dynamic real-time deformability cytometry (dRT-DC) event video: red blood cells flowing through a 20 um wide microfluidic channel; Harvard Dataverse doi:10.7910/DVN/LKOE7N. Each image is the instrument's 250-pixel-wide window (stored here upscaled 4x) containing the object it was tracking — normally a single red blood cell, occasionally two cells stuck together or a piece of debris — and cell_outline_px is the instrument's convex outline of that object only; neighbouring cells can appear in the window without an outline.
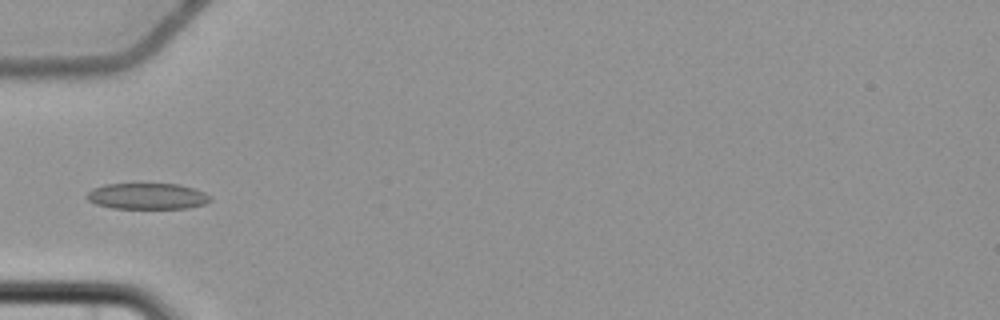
{"species": "common noctule bat (a hibernating species)", "species_latin": "Nyctalus noctula", "temperature_condition": "cold", "stored_images_in_passage": 6, "camera_frame_rate_fps": 3000, "um_per_image_px": 0.085, "animal": {"sex": "female", "body_mass_g": 22.7, "forearm_length_mm": 54.2}, "frame": {"image": 1, "passage_image": 6, "time_ms": 6.0, "image_size_px": [1000, 320], "cell_outline_px": [[212, 200], [204, 204], [188, 208], [112, 208], [96, 204], [88, 200], [84, 196], [92, 188], [104, 184], [180, 184], [196, 188], [212, 196]], "centroid_in_image_um": [12.53, 16.67], "position_along_channel_um": 72.5, "area_um2": 18.96}}